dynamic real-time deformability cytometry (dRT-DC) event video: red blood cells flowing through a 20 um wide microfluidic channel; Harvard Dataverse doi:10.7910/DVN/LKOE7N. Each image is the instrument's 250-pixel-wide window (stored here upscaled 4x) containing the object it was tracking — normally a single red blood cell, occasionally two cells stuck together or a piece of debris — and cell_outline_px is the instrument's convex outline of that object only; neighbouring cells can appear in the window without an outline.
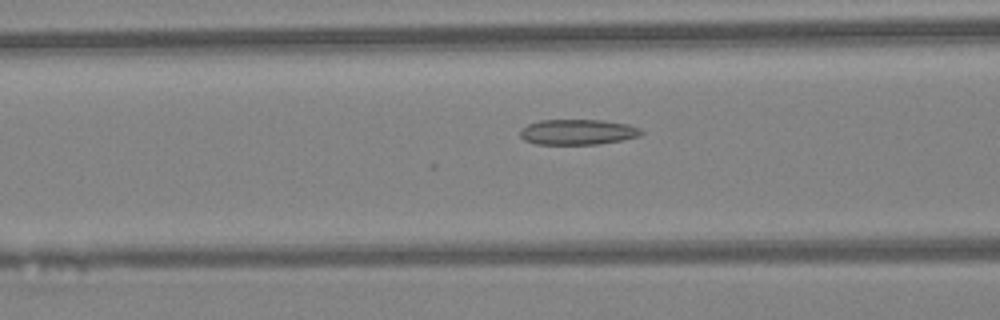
{"species": "Egyptian fruit bat (a non-hibernating species)", "species_latin": "Rousettus aegyptiacus", "temperature_condition": "warm", "stored_images_in_passage": 31, "camera_frame_rate_fps": 3000, "um_per_image_px": 0.085, "animal": {"sex": "female"}, "frame": {"image": 1, "passage_image": 11, "time_ms": 3.333, "image_size_px": [1000, 320], "cell_outline_px": [[644, 132], [640, 136], [620, 140], [596, 144], [536, 144], [524, 140], [520, 136], [520, 132], [528, 124], [540, 120], [600, 120], [628, 124], [640, 128]], "centroid_in_image_um": [49.11, 11.22], "position_along_channel_um": 117.5, "area_um2": 17.8}}
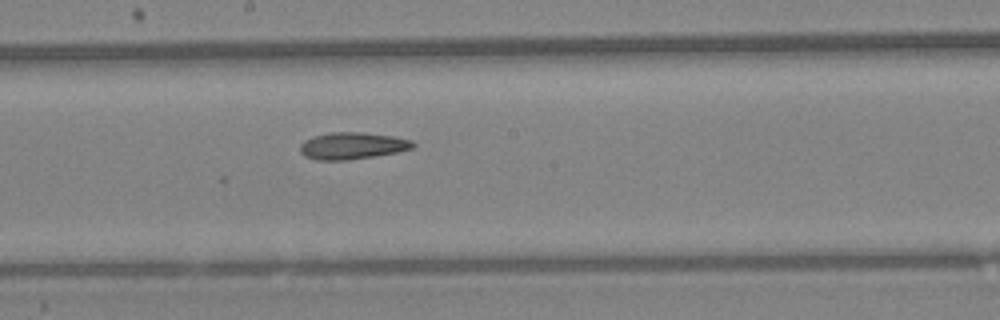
{"frame": {"image": 2, "passage_image": 18, "time_ms": 5.667, "image_size_px": [1000, 320], "cell_outline_px": [[416, 144], [412, 148], [396, 152], [348, 160], [316, 160], [304, 156], [300, 152], [300, 144], [304, 140], [312, 136], [332, 132], [360, 132], [392, 136], [412, 140]], "centroid_in_image_um": [29.9, 12.39], "position_along_channel_um": 218.3, "area_um2": 17.63}}
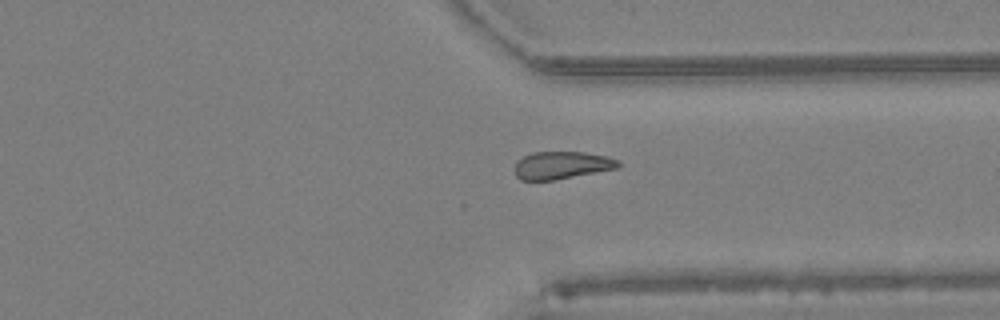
{"frame": {"image": 3, "passage_image": 28, "time_ms": 9.0, "image_size_px": [1000, 320], "cell_outline_px": [[620, 164], [616, 168], [552, 180], [520, 180], [516, 176], [516, 160], [532, 152], [584, 152], [608, 156], [620, 160]], "centroid_in_image_um": [47.74, 14.03], "position_along_channel_um": 363.7, "area_um2": 16.47}}